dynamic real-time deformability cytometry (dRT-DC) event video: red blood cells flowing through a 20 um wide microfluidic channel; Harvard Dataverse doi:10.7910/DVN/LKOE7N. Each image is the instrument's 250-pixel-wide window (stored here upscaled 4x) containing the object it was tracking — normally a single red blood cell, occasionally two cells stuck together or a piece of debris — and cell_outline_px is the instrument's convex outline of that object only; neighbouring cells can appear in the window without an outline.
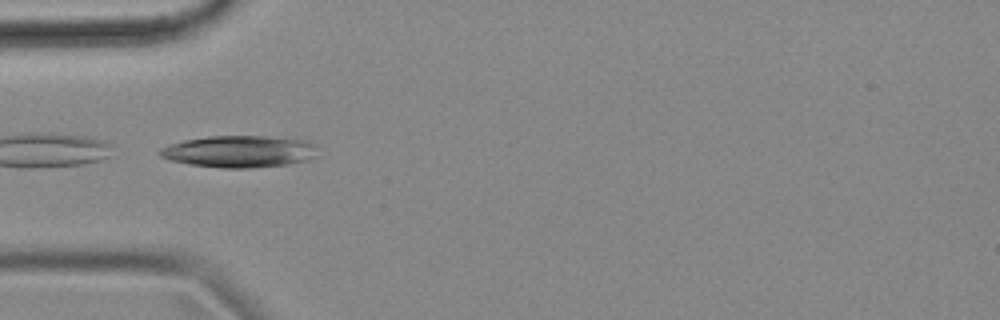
{"species": "common noctule bat (a hibernating species)", "species_latin": "Nyctalus noctula", "temperature_condition": "cold", "stored_images_in_passage": 11, "camera_frame_rate_fps": 3000, "um_per_image_px": 0.085, "animal": {"sex": "female", "body_mass_g": 18.4}, "frame": {"image": 1, "passage_image": 1, "time_ms": 0.0, "image_size_px": [1000, 320], "cell_outline_px": [[316, 144], [312, 156], [304, 160], [284, 164], [248, 168], [224, 168], [188, 164], [172, 160], [160, 156], [156, 152], [160, 148], [168, 144], [184, 140], [208, 136], [296, 136], [308, 140]], "centroid_in_image_um": [20.32, 12.84], "position_along_channel_um": 64.7, "area_um2": 29.48}}
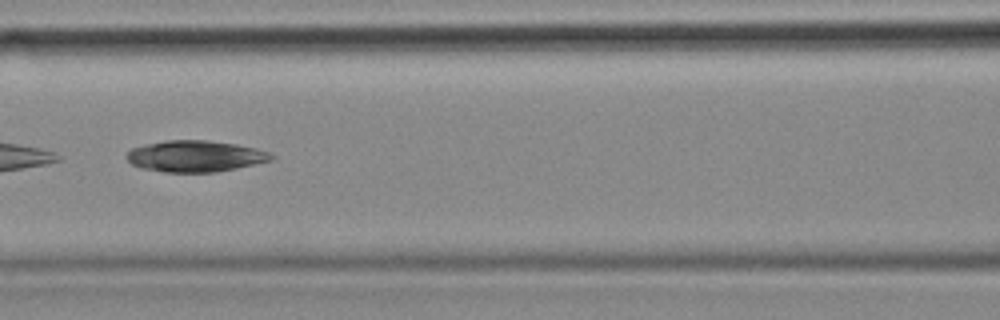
{"frame": {"image": 2, "passage_image": 8, "time_ms": 2.333, "image_size_px": [1000, 320], "cell_outline_px": [[276, 156], [272, 160], [236, 168], [216, 172], [164, 172], [140, 168], [132, 164], [124, 156], [132, 148], [144, 144], [168, 140], [204, 140], [236, 144], [268, 152]], "centroid_in_image_um": [16.55, 13.28], "position_along_channel_um": 150.0, "area_um2": 26.3}}